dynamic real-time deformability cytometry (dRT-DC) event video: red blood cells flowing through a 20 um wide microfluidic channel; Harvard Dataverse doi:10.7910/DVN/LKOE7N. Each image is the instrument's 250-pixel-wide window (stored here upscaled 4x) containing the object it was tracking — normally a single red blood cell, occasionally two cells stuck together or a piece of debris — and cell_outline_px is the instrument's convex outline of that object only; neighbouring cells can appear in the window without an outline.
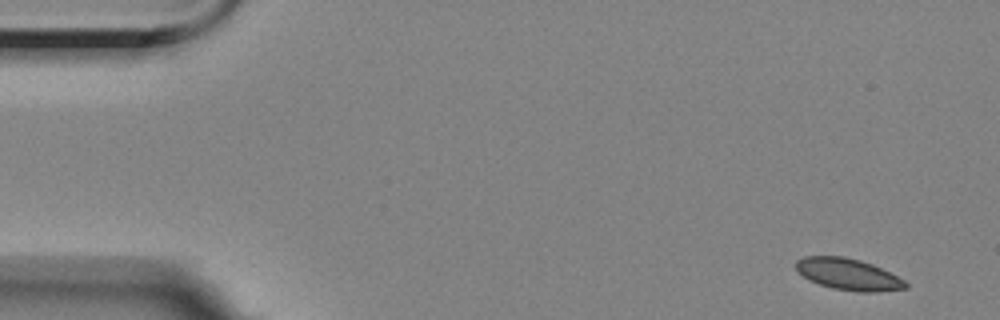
{"species": "Egyptian fruit bat (a non-hibernating species)", "species_latin": "Rousettus aegyptiacus", "temperature_condition": "room temperature", "stored_images_in_passage": 2, "camera_frame_rate_fps": 3000, "um_per_image_px": 0.085, "animal": {"sex": "female"}, "frame": {"image": 1, "passage_image": 1, "time_ms": 0.0, "image_size_px": [1000, 320], "cell_outline_px": [[908, 288], [876, 292], [856, 292], [832, 288], [808, 280], [796, 272], [796, 260], [804, 256], [844, 256], [860, 260], [872, 264], [904, 280], [908, 284]], "centroid_in_image_um": [72.06, 23.31], "position_along_channel_um": 12.9, "area_um2": 20.23}}